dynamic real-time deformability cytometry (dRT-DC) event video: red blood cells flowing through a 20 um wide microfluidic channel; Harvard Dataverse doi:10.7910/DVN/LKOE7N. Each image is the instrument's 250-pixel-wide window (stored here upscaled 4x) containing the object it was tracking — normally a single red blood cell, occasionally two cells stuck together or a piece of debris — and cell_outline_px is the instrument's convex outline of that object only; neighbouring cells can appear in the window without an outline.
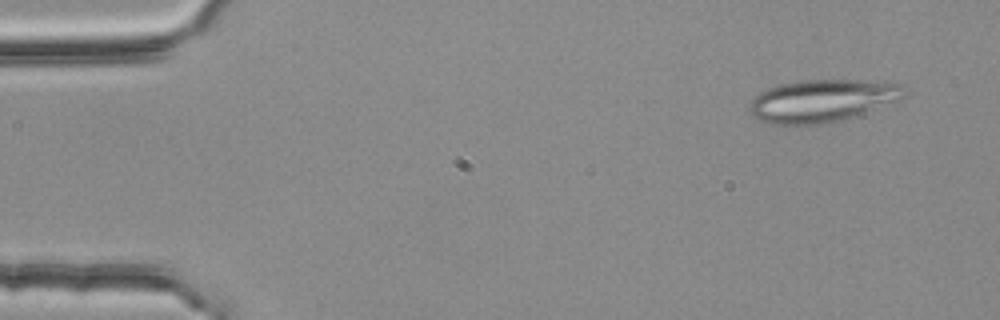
{"species": "common noctule bat (a hibernating species)", "species_latin": "Nyctalus noctula", "temperature_condition": "room temperature", "stored_images_in_passage": 54, "segment_of_instrument_passage": [1, 2], "camera_frame_rate_fps": 3000, "um_per_image_px": 0.085, "animal": {"sex": "female", "body_mass_g": 25.1}, "frame": {"image": 1, "passage_image": 4, "time_ms": 1.0, "image_size_px": [1000, 320], "cell_outline_px": [[904, 100], [840, 120], [820, 124], [768, 124], [752, 116], [748, 108], [752, 100], [760, 92], [768, 88], [784, 84], [804, 80], [892, 80], [904, 84]], "centroid_in_image_um": [69.98, 8.54], "position_along_channel_um": 15.0, "area_um2": 38.67}}